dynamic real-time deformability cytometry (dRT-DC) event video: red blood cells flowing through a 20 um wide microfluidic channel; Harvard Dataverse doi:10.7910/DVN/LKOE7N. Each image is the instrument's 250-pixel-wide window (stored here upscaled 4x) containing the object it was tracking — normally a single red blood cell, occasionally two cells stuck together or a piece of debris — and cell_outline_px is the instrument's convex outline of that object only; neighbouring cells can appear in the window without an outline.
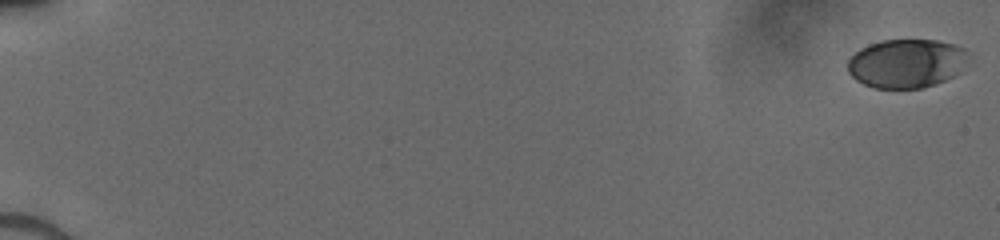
{"species": "human", "species_latin": "Homo sapiens", "temperature_condition": "cold", "stored_images_in_passage": 11, "camera_frame_rate_fps": 3000, "um_per_image_px": 0.085, "donor": {"sex": "male"}, "frame": {"image": 1, "passage_image": 1, "time_ms": 0.0, "image_size_px": [1000, 240], "cell_outline_px": [[968, 52], [960, 72], [936, 84], [924, 88], [876, 88], [864, 84], [856, 80], [848, 72], [848, 60], [860, 48], [868, 44], [884, 40], [936, 40], [952, 44], [964, 48]], "centroid_in_image_um": [77.03, 5.39], "position_along_channel_um": 8.0, "area_um2": 34.16}}